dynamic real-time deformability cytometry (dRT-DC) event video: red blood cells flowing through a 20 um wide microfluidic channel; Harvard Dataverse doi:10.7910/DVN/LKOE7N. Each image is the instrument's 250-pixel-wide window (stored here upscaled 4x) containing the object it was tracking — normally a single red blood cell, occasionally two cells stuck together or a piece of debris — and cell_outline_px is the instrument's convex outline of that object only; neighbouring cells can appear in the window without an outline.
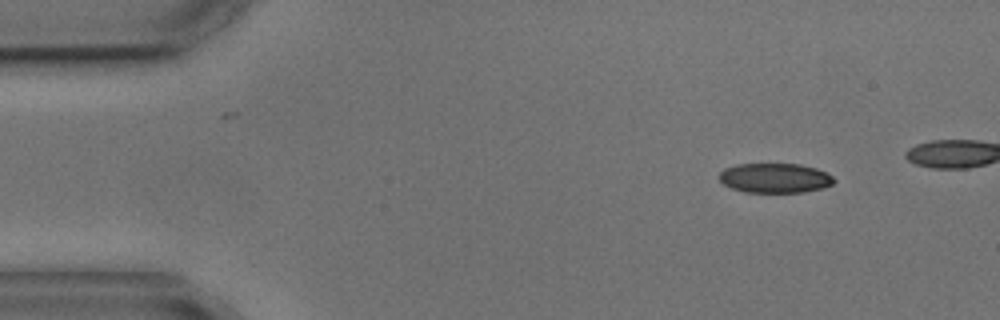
{"species": "common noctule bat (a hibernating species)", "species_latin": "Nyctalus noctula", "temperature_condition": "cold", "stored_images_in_passage": 5, "camera_frame_rate_fps": 3000, "um_per_image_px": 0.085, "animal": {"sex": "male", "body_mass_g": 17.9, "forearm_length_mm": 54.2}, "frame": {"image": 1, "passage_image": 1, "time_ms": 0.0, "image_size_px": [1000, 320], "cell_outline_px": [[836, 180], [832, 184], [820, 188], [804, 192], [744, 192], [732, 188], [724, 184], [720, 180], [720, 172], [724, 168], [736, 164], [800, 164], [816, 168], [832, 176]], "centroid_in_image_um": [65.85, 15.13], "position_along_channel_um": 19.1, "area_um2": 19.71}}